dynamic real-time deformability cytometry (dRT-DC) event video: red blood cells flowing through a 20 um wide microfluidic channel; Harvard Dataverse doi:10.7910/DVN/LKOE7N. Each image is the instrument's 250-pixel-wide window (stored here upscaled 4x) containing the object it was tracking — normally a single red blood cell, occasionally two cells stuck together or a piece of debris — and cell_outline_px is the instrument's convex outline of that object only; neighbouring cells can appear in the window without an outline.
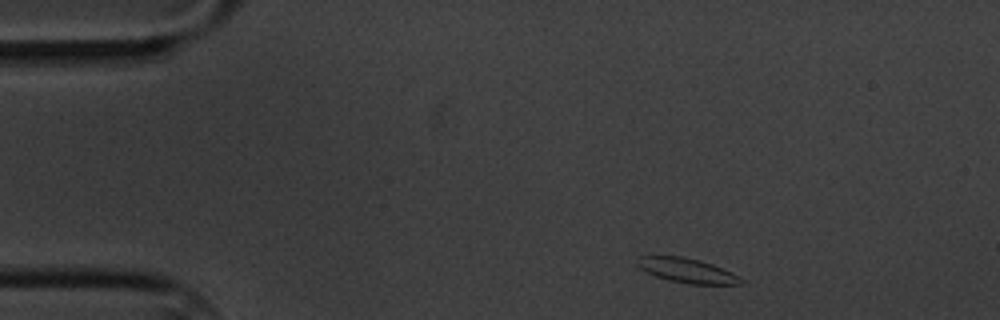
{"species": "common noctule bat (a hibernating species)", "species_latin": "Nyctalus noctula", "temperature_condition": "cold", "stored_images_in_passage": 3, "camera_frame_rate_fps": 3000, "um_per_image_px": 0.085, "animal": {"sex": "male", "body_mass_g": 20.1, "forearm_length_mm": 53.5}, "frame": {"image": 1, "passage_image": 1, "time_ms": 0.0, "image_size_px": [1000, 320], "cell_outline_px": [[744, 284], [688, 284], [668, 280], [656, 276], [640, 268], [636, 264], [636, 256], [680, 256], [700, 260], [712, 264], [732, 272]], "centroid_in_image_um": [58.34, 22.98], "position_along_channel_um": 26.7, "area_um2": 14.68}}